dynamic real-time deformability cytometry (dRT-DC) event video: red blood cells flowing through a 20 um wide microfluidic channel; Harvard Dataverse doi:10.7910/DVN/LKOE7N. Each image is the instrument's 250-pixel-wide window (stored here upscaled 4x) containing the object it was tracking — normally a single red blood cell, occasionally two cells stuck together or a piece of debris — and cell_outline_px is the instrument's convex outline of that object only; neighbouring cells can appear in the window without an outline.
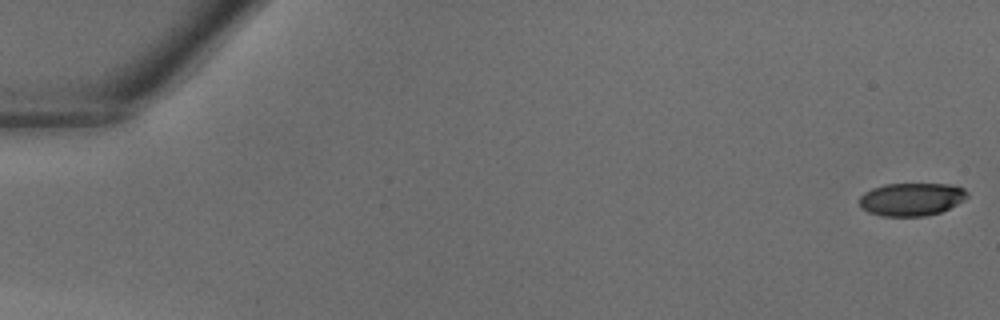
{"species": "common noctule bat (a hibernating species)", "species_latin": "Nyctalus noctula", "temperature_condition": "warm", "stored_images_in_passage": 13, "camera_frame_rate_fps": 3000, "um_per_image_px": 0.085, "animal": {"sex": "male", "body_mass_g": 18.8}, "frame": {"image": 1, "passage_image": 1, "time_ms": 0.0, "image_size_px": [1000, 320], "cell_outline_px": [[968, 196], [964, 200], [940, 212], [924, 216], [880, 216], [868, 212], [860, 204], [860, 196], [864, 192], [872, 188], [884, 184], [948, 184], [964, 188], [968, 192]], "centroid_in_image_um": [77.47, 16.93], "position_along_channel_um": 7.5, "area_um2": 20.63}}
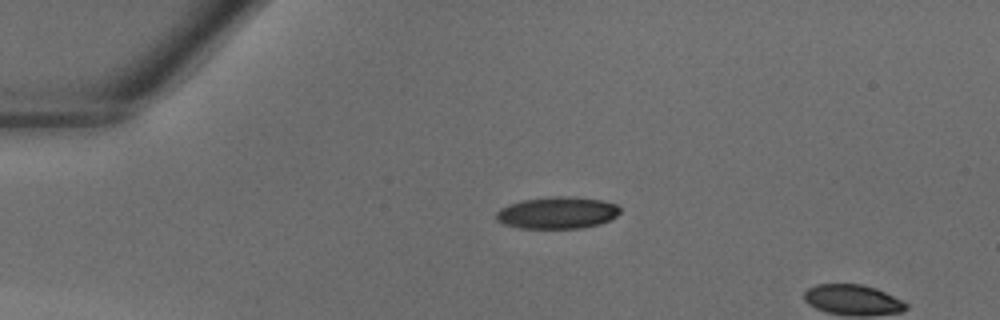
{"frame": {"image": 2, "passage_image": 10, "time_ms": 3.0, "image_size_px": [1000, 320], "cell_outline_px": [[620, 212], [616, 216], [600, 224], [580, 228], [520, 228], [504, 224], [496, 220], [496, 212], [500, 208], [508, 204], [524, 200], [552, 196], [568, 196], [600, 200], [616, 204], [620, 208]], "centroid_in_image_um": [47.35, 18.08], "position_along_channel_um": 37.7, "area_um2": 22.95}}